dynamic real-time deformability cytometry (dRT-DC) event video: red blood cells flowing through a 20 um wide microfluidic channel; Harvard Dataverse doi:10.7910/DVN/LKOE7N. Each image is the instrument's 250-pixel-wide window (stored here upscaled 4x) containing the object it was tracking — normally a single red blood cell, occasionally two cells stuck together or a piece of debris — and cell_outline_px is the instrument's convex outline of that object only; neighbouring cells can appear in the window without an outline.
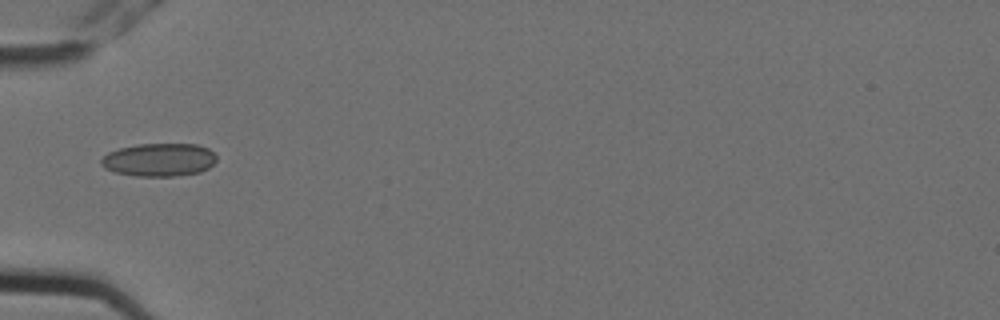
{"species": "Egyptian fruit bat (a non-hibernating species)", "species_latin": "Rousettus aegyptiacus", "temperature_condition": "cold", "stored_images_in_passage": 10, "camera_frame_rate_fps": 3000, "um_per_image_px": 0.085, "animal": {"sex": "female"}, "frame": {"image": 1, "passage_image": 6, "time_ms": 1.667, "image_size_px": [1000, 320], "cell_outline_px": [[216, 160], [208, 168], [200, 172], [172, 176], [132, 176], [116, 172], [104, 168], [100, 164], [100, 160], [108, 152], [120, 148], [136, 144], [196, 144], [208, 148], [216, 156]], "centroid_in_image_um": [13.5, 13.58], "position_along_channel_um": 71.5, "area_um2": 22.25}}
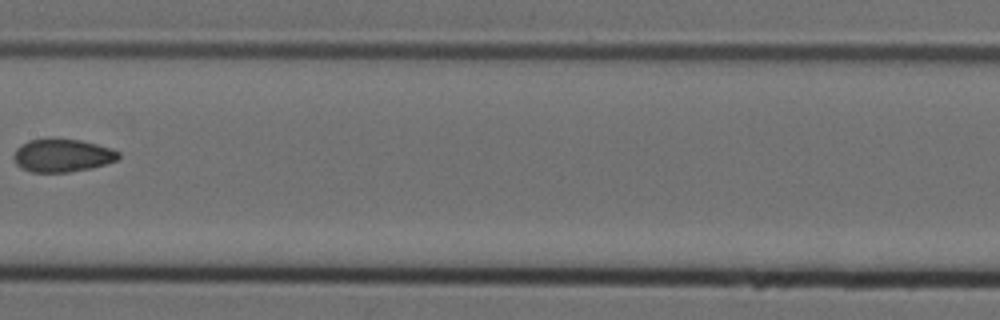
{"frame": {"image": 2, "passage_image": 9, "time_ms": 2.667, "image_size_px": [1000, 320], "cell_outline_px": [[120, 156], [116, 160], [92, 168], [68, 172], [32, 172], [20, 168], [16, 164], [12, 156], [16, 148], [20, 144], [28, 140], [80, 140], [112, 148], [120, 152]], "centroid_in_image_um": [5.27, 13.23], "position_along_channel_um": 202.1, "area_um2": 20.0}}
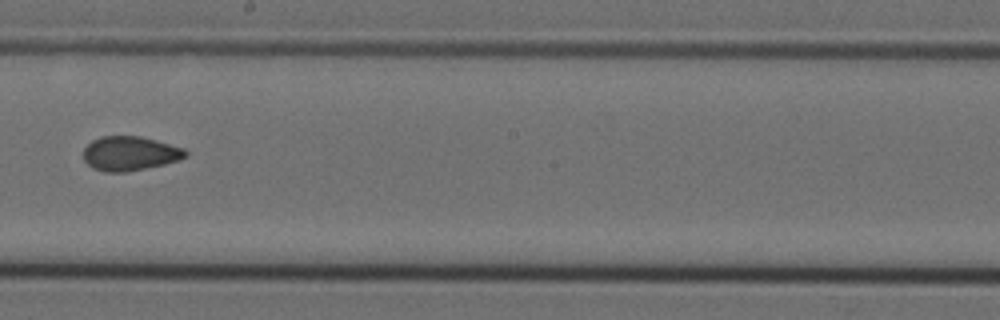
{"frame": {"image": 3, "passage_image": 10, "time_ms": 3.0, "image_size_px": [1000, 320], "cell_outline_px": [[188, 156], [180, 160], [164, 164], [124, 172], [104, 172], [92, 168], [84, 160], [84, 148], [92, 140], [100, 136], [140, 136], [156, 140], [184, 148], [188, 152]], "centroid_in_image_um": [11.05, 13.04], "position_along_channel_um": 237.2, "area_um2": 20.46}}